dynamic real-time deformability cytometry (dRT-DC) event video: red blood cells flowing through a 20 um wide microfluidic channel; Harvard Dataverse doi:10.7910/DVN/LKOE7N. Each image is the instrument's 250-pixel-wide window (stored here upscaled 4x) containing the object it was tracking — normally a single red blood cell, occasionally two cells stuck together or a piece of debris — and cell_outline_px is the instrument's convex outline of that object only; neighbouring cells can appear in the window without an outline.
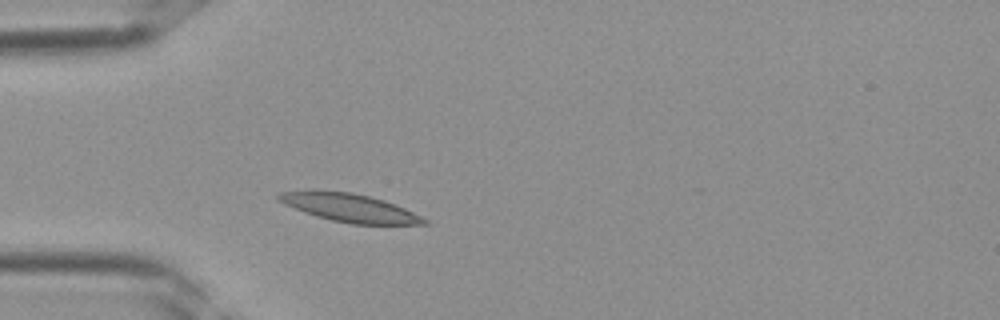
{"species": "Egyptian fruit bat (a non-hibernating species)", "species_latin": "Rousettus aegyptiacus", "temperature_condition": "room temperature", "stored_images_in_passage": 28, "camera_frame_rate_fps": 3000, "um_per_image_px": 0.085, "frame": {"image": 1, "passage_image": 1, "time_ms": 0.0, "image_size_px": [1000, 320], "cell_outline_px": [[432, 224], [352, 224], [332, 220], [316, 216], [304, 212], [284, 204], [276, 200], [276, 196], [280, 192], [308, 188], [316, 188], [352, 192], [384, 200], [404, 208], [428, 220]], "centroid_in_image_um": [29.61, 17.62], "position_along_channel_um": 55.4, "area_um2": 24.39}}
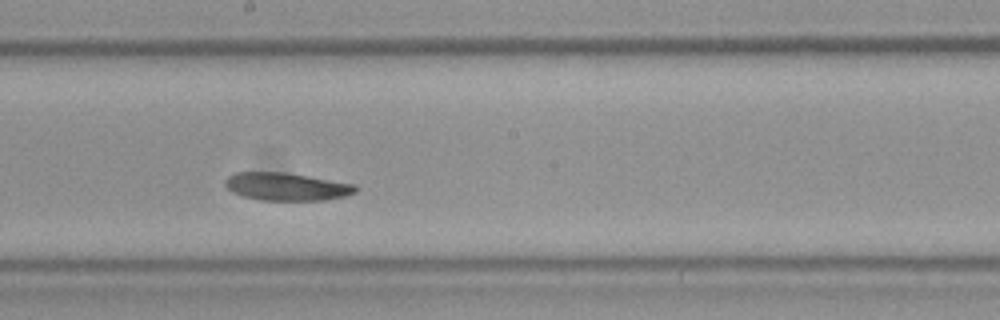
{"frame": {"image": 2, "passage_image": 11, "time_ms": 3.333, "image_size_px": [1000, 320], "cell_outline_px": [[360, 188], [356, 192], [344, 196], [324, 200], [260, 200], [240, 196], [232, 192], [224, 184], [224, 180], [228, 176], [236, 172], [284, 172], [356, 184]], "centroid_in_image_um": [24.35, 15.86], "position_along_channel_um": 223.9, "area_um2": 21.27}}
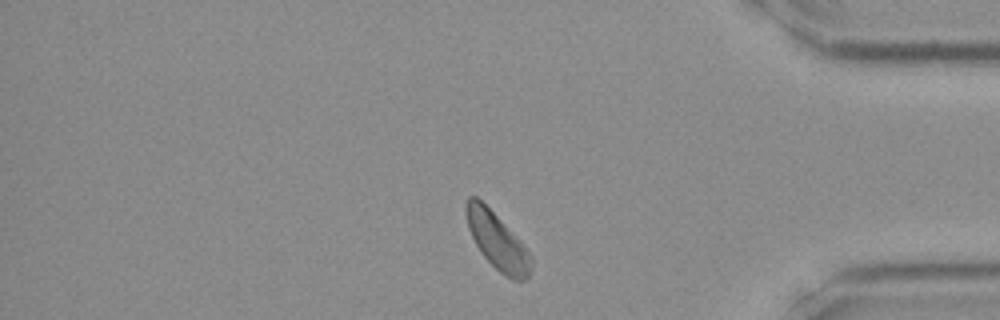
{"frame": {"image": 3, "passage_image": 22, "time_ms": 7.0, "image_size_px": [1000, 320], "cell_outline_px": [[532, 264], [528, 276], [524, 280], [512, 280], [504, 276], [480, 252], [468, 228], [464, 212], [464, 204], [468, 196], [476, 196], [524, 244], [532, 256]], "centroid_in_image_um": [42.25, 20.49], "position_along_channel_um": 392.9, "area_um2": 21.27}}